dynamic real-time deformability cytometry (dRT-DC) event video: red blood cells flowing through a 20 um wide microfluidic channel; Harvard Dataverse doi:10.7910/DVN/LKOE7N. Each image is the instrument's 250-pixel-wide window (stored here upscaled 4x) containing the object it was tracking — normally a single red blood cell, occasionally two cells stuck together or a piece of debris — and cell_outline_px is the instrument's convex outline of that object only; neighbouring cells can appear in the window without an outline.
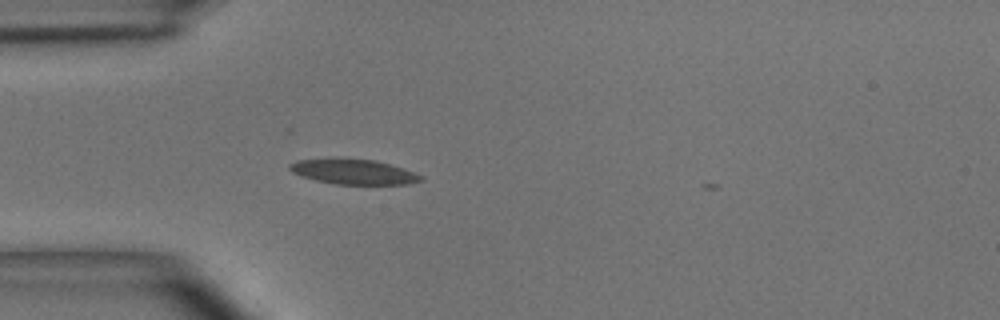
{"species": "common noctule bat (a hibernating species)", "species_latin": "Nyctalus noctula", "temperature_condition": "room temperature", "stored_images_in_passage": 31, "camera_frame_rate_fps": 3000, "um_per_image_px": 0.085, "animal": {"sex": "male", "body_mass_g": 15.6}, "frame": {"image": 1, "passage_image": 1, "time_ms": 0.0, "image_size_px": [1000, 320], "cell_outline_px": [[424, 180], [408, 184], [332, 184], [316, 180], [292, 172], [288, 168], [288, 164], [296, 160], [324, 156], [340, 156], [376, 160], [404, 168], [424, 176]], "centroid_in_image_um": [30.0, 14.55], "position_along_channel_um": 55.0, "area_um2": 20.06}}
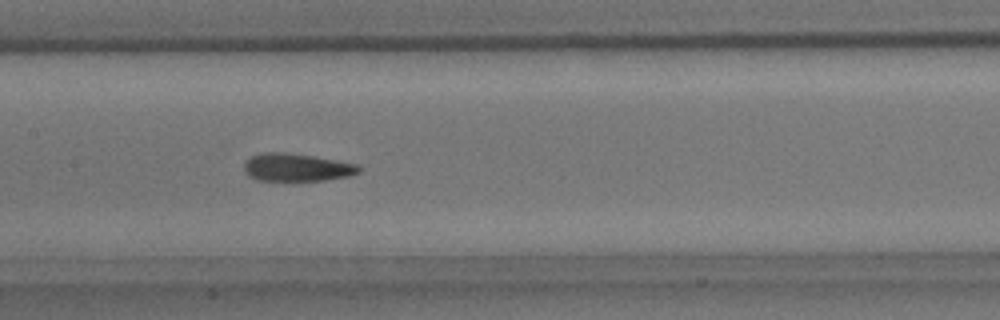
{"frame": {"image": 2, "passage_image": 11, "time_ms": 3.333, "image_size_px": [1000, 320], "cell_outline_px": [[360, 172], [348, 176], [324, 180], [256, 180], [248, 176], [244, 172], [244, 160], [252, 156], [264, 152], [284, 152], [312, 156], [336, 160], [356, 164], [360, 168]], "centroid_in_image_um": [25.17, 14.22], "position_along_channel_um": 182.2, "area_um2": 18.5}}
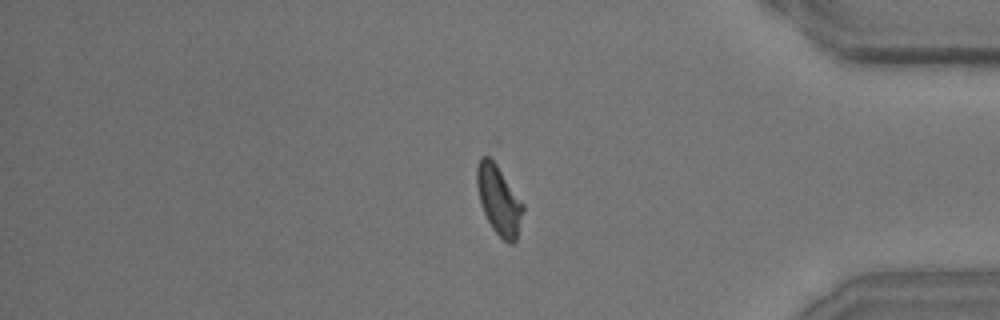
{"frame": {"image": 3, "passage_image": 29, "time_ms": 9.333, "image_size_px": [1000, 320], "cell_outline_px": [[524, 208], [516, 240], [512, 244], [508, 244], [492, 228], [484, 212], [480, 200], [476, 184], [476, 168], [480, 156], [488, 156], [496, 164], [524, 204]], "centroid_in_image_um": [42.4, 17.0], "position_along_channel_um": 392.8, "area_um2": 18.32}}